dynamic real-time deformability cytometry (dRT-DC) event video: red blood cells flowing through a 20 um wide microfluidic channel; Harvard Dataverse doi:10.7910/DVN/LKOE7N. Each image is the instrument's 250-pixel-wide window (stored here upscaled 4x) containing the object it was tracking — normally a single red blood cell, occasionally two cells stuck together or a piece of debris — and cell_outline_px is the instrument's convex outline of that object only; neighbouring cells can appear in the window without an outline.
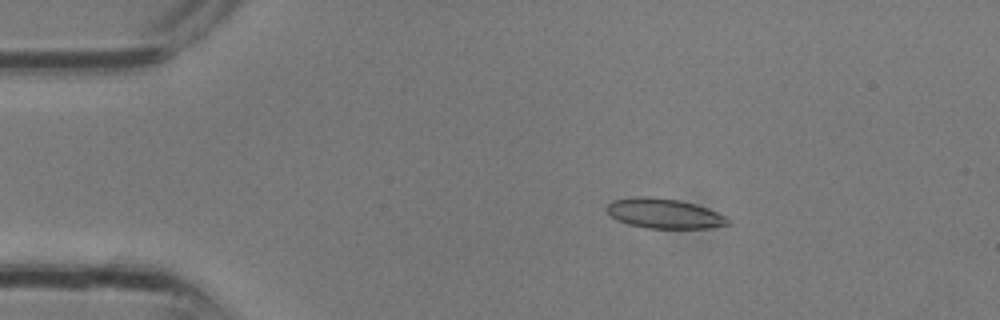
{"species": "common noctule bat (a hibernating species)", "species_latin": "Nyctalus noctula", "temperature_condition": "room temperature", "stored_images_in_passage": 10, "camera_frame_rate_fps": 3000, "um_per_image_px": 0.085, "animal": {"sex": "male", "body_mass_g": 13.3}, "frame": {"image": 1, "passage_image": 6, "time_ms": 1.667, "image_size_px": [1000, 320], "cell_outline_px": [[728, 224], [708, 228], [648, 228], [628, 224], [612, 216], [604, 208], [612, 200], [632, 196], [648, 196], [680, 200], [696, 204], [708, 208], [724, 216], [728, 220]], "centroid_in_image_um": [56.41, 18.13], "position_along_channel_um": 28.6, "area_um2": 20.98}}